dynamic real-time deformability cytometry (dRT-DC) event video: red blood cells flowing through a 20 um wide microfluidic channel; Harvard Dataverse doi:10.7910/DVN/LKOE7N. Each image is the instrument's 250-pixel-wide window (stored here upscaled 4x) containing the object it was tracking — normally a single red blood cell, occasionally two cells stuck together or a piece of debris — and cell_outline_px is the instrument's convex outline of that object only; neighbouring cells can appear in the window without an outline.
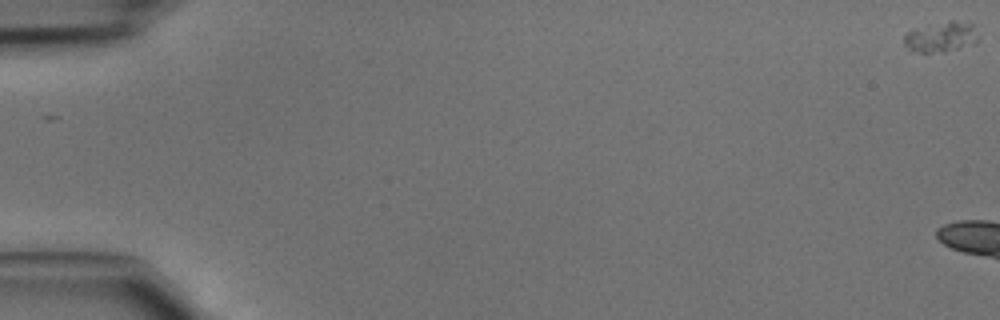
{"species": "common noctule bat (a hibernating species)", "species_latin": "Nyctalus noctula", "temperature_condition": "cold", "stored_images_in_passage": 6, "camera_frame_rate_fps": 3000, "um_per_image_px": 0.085, "animal": {"sex": "male", "body_mass_g": 15.6}, "frame": {"image": 1, "passage_image": 1, "time_ms": 0.0, "image_size_px": [1000, 320], "cell_outline_px": [[976, 44], [944, 52], [912, 52], [904, 44], [904, 36], [908, 32], [952, 20], [972, 24], [976, 40]], "centroid_in_image_um": [79.98, 3.19], "position_along_channel_um": 5.0, "area_um2": 12.54}}